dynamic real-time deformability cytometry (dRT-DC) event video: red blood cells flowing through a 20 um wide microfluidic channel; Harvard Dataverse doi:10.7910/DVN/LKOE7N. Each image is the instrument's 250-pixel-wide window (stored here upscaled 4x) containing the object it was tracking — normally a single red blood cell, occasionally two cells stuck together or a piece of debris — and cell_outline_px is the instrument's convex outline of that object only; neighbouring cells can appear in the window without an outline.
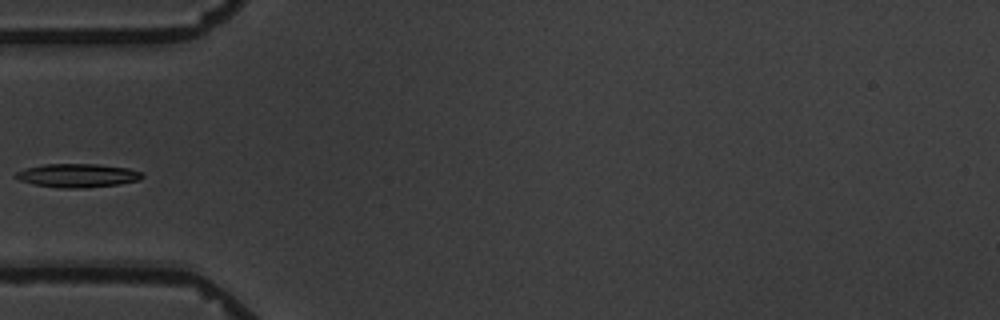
{"species": "common noctule bat (a hibernating species)", "species_latin": "Nyctalus noctula", "temperature_condition": "warm", "stored_images_in_passage": 15, "camera_frame_rate_fps": 3000, "um_per_image_px": 0.085, "animal": {"sex": "male", "body_mass_g": 19.5, "forearm_length_mm": 54.6}, "frame": {"image": 1, "passage_image": 5, "time_ms": 6.333, "image_size_px": [1000, 320], "cell_outline_px": [[144, 176], [140, 180], [120, 184], [88, 188], [60, 188], [36, 184], [20, 180], [12, 176], [16, 172], [24, 168], [44, 164], [100, 164], [128, 168], [144, 172]], "centroid_in_image_um": [6.63, 14.91], "position_along_channel_um": 78.4, "area_um2": 17.63}}
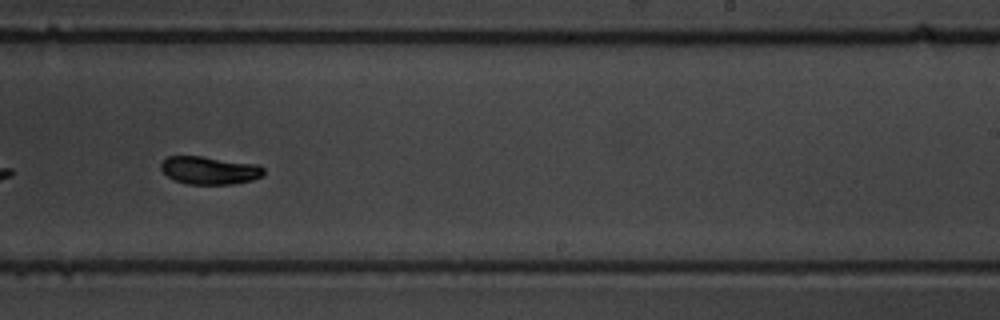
{"frame": {"image": 2, "passage_image": 10, "time_ms": 12.0, "image_size_px": [1000, 320], "cell_outline_px": [[264, 176], [252, 180], [232, 184], [188, 184], [176, 180], [168, 176], [160, 168], [160, 164], [168, 156], [200, 156], [260, 164], [264, 168]], "centroid_in_image_um": [17.86, 14.47], "position_along_channel_um": 271.1, "area_um2": 16.76}}
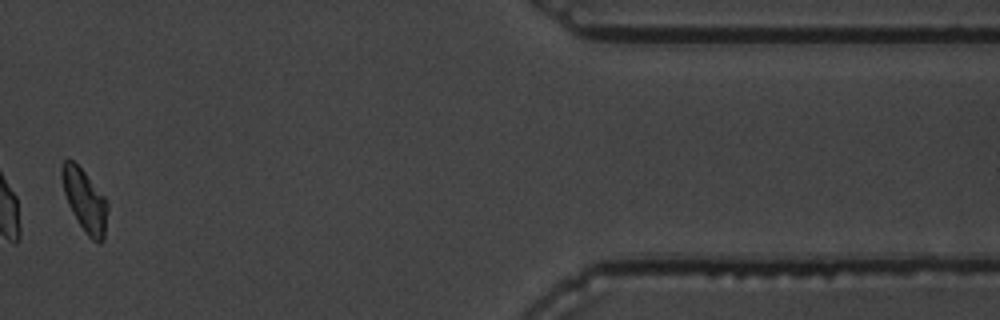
{"frame": {"image": 3, "passage_image": 14, "time_ms": 17.333, "image_size_px": [1000, 320], "cell_outline_px": [[108, 208], [104, 240], [100, 244], [96, 244], [88, 236], [72, 212], [68, 204], [64, 192], [60, 176], [60, 164], [64, 160], [72, 160], [84, 172], [104, 196], [108, 204]], "centroid_in_image_um": [7.2, 17.06], "position_along_channel_um": 404.2, "area_um2": 16.65}, "authors_computed_cell_mechanics": {"area_um2": 17.2244, "velocity_mm_per_s": 3.4114, "shape_relaxation_time_tau1_ms": 4.3459, "shape_relaxation_time_tau2_ms": null, "deformation_change_tau1": 0.1376, "deformation_change_tau2": null}}